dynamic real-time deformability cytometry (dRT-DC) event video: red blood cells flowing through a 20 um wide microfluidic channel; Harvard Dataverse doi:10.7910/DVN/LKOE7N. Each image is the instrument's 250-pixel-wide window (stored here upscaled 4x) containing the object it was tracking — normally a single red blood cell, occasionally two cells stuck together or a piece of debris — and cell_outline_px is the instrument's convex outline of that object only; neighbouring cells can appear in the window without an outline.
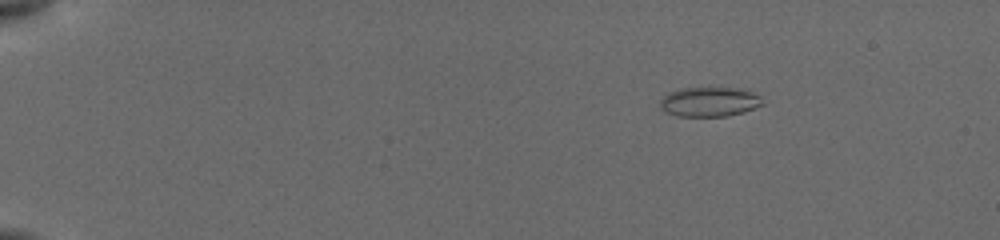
{"species": "common noctule bat (a hibernating species)", "species_latin": "Nyctalus noctula", "temperature_condition": "cold", "stored_images_in_passage": 22, "camera_frame_rate_fps": 3000, "um_per_image_px": 0.085, "animal": {"sex": "female", "body_mass_g": 19.5, "forearm_length_mm": 54.1}, "frame": {"image": 1, "passage_image": 3, "time_ms": 0.667, "image_size_px": [1000, 240], "cell_outline_px": [[764, 104], [744, 112], [728, 116], [676, 116], [664, 112], [660, 108], [660, 100], [668, 92], [680, 88], [736, 88], [752, 92], [760, 96]], "centroid_in_image_um": [60.27, 8.66], "position_along_channel_um": 24.7, "area_um2": 17.74}}
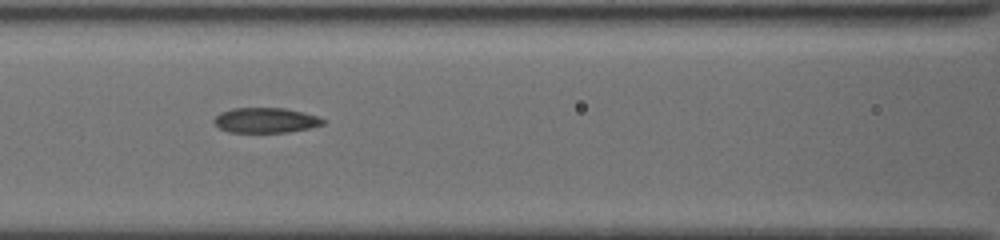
{"frame": {"image": 2, "passage_image": 18, "time_ms": 6.667, "image_size_px": [1000, 240], "cell_outline_px": [[324, 124], [308, 128], [288, 132], [228, 132], [220, 128], [212, 120], [220, 112], [232, 108], [284, 108], [304, 112], [316, 116], [324, 120]], "centroid_in_image_um": [22.55, 10.22], "position_along_channel_um": 144.0, "area_um2": 15.84}}
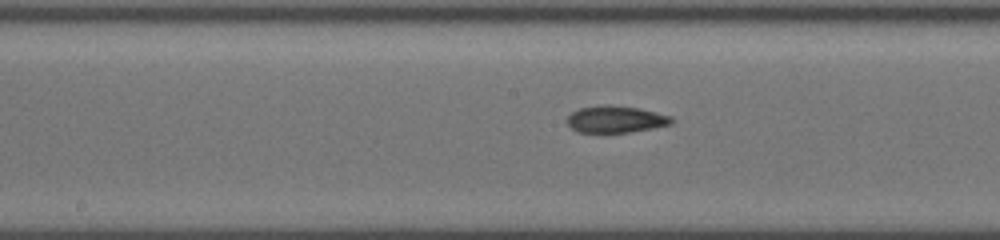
{"frame": {"image": 3, "passage_image": 20, "time_ms": 8.0, "image_size_px": [1000, 240], "cell_outline_px": [[676, 120], [672, 124], [652, 128], [628, 132], [576, 132], [568, 124], [568, 116], [572, 112], [580, 108], [600, 104], [608, 104], [640, 108], [672, 116]], "centroid_in_image_um": [52.37, 10.12], "position_along_channel_um": 195.8, "area_um2": 16.47}}